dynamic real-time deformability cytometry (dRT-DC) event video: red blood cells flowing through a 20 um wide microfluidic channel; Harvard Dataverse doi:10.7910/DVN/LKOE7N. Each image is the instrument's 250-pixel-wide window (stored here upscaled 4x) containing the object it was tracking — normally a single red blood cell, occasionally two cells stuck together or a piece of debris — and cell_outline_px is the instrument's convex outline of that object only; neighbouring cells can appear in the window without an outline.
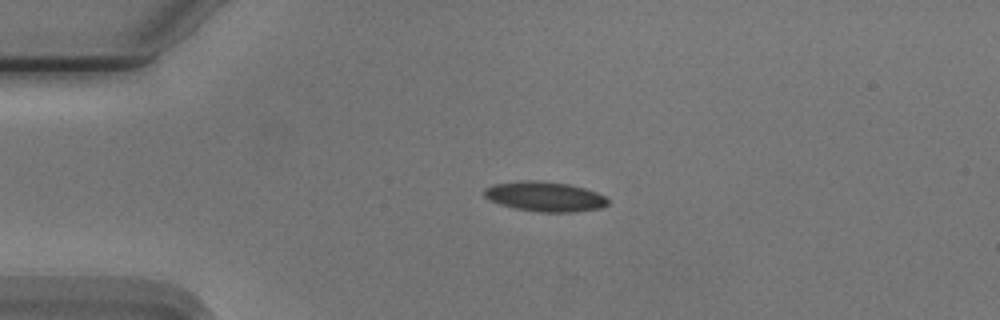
{"species": "Egyptian fruit bat (a non-hibernating species)", "species_latin": "Rousettus aegyptiacus", "temperature_condition": "cold", "stored_images_in_passage": 8, "camera_frame_rate_fps": 3000, "um_per_image_px": 0.085, "animal": {"sex": "male"}, "frame": {"image": 1, "passage_image": 1, "time_ms": 0.0, "image_size_px": [1000, 320], "cell_outline_px": [[608, 204], [600, 208], [572, 212], [540, 212], [516, 208], [500, 204], [488, 200], [484, 196], [484, 188], [492, 184], [520, 180], [536, 180], [568, 184], [584, 188], [596, 192], [604, 196], [608, 200]], "centroid_in_image_um": [46.27, 16.7], "position_along_channel_um": 38.7, "area_um2": 21.5}}
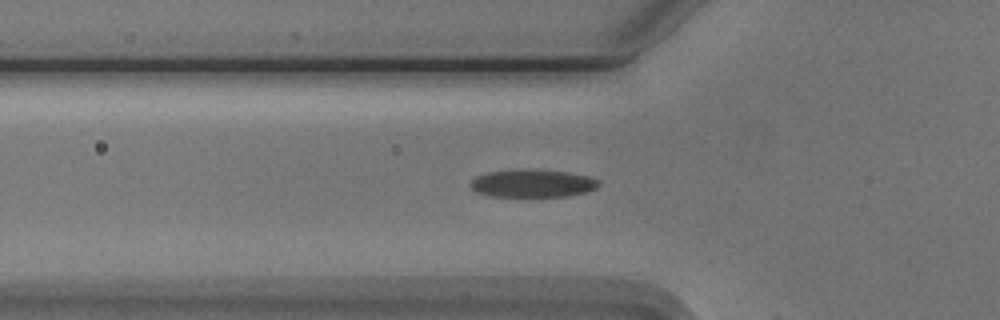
{"frame": {"image": 2, "passage_image": 7, "time_ms": 2.0, "image_size_px": [1000, 320], "cell_outline_px": [[600, 184], [596, 188], [588, 192], [568, 196], [492, 196], [476, 192], [468, 184], [476, 176], [488, 172], [532, 168], [568, 172], [592, 176], [600, 180]], "centroid_in_image_um": [45.32, 15.57], "position_along_channel_um": 80.5, "area_um2": 21.1}}